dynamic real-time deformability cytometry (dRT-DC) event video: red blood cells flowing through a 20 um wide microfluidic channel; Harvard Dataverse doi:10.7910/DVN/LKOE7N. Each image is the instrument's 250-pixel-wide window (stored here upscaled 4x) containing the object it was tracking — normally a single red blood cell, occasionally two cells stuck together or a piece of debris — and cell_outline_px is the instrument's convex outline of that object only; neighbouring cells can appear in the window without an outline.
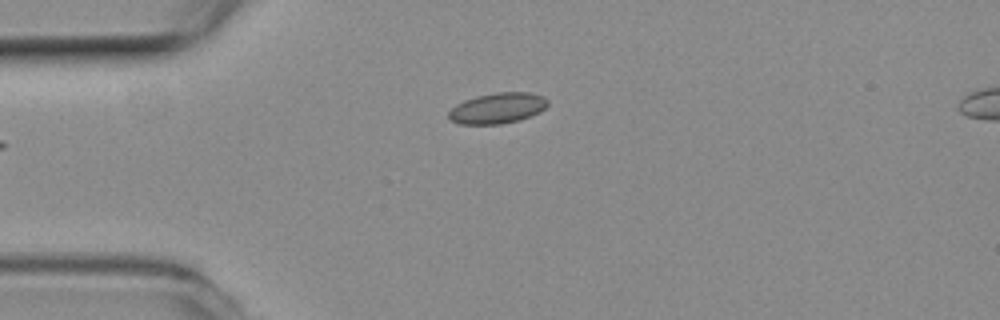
{"species": "common noctule bat (a hibernating species)", "species_latin": "Nyctalus noctula", "temperature_condition": "room temperature", "stored_images_in_passage": 3, "camera_frame_rate_fps": 3000, "um_per_image_px": 0.085, "animal": {"sex": "female", "body_mass_g": 19.3, "forearm_length_mm": 54.1}, "frame": {"image": 1, "passage_image": 3, "time_ms": 0.667, "image_size_px": [1000, 320], "cell_outline_px": [[548, 104], [540, 112], [520, 120], [500, 124], [460, 124], [452, 120], [448, 116], [448, 112], [456, 104], [464, 100], [476, 96], [496, 92], [528, 92], [544, 96], [548, 100]], "centroid_in_image_um": [42.3, 9.19], "position_along_channel_um": 42.7, "area_um2": 17.74}}